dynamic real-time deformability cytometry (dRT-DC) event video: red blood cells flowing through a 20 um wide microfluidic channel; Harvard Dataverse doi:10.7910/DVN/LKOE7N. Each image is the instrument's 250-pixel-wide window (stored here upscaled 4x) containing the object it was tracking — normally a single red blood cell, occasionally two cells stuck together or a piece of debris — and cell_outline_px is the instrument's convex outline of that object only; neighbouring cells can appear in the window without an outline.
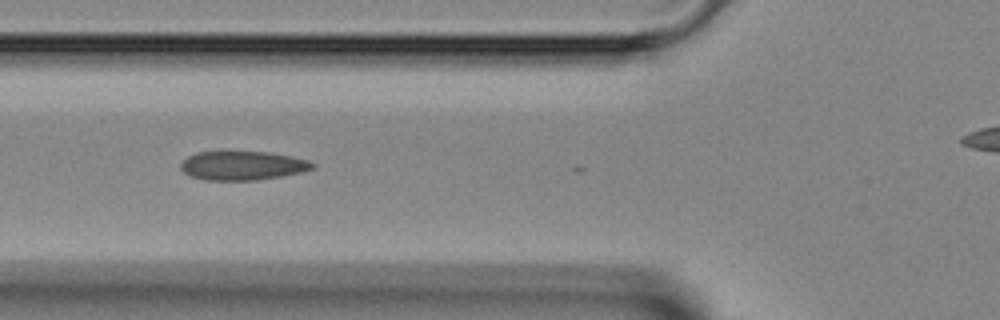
{"species": "Egyptian fruit bat (a non-hibernating species)", "species_latin": "Rousettus aegyptiacus", "temperature_condition": "room temperature", "stored_images_in_passage": 3, "camera_frame_rate_fps": 3000, "um_per_image_px": 0.085, "animal": {"sex": "female"}, "frame": {"image": 1, "passage_image": 2, "time_ms": 0.333, "image_size_px": [1000, 320], "cell_outline_px": [[316, 168], [300, 172], [280, 176], [256, 180], [204, 180], [192, 176], [184, 172], [180, 168], [180, 164], [188, 156], [196, 152], [224, 148], [268, 152], [292, 156], [308, 160], [316, 164]], "centroid_in_image_um": [20.58, 14.02], "position_along_channel_um": 105.2, "area_um2": 23.18}}